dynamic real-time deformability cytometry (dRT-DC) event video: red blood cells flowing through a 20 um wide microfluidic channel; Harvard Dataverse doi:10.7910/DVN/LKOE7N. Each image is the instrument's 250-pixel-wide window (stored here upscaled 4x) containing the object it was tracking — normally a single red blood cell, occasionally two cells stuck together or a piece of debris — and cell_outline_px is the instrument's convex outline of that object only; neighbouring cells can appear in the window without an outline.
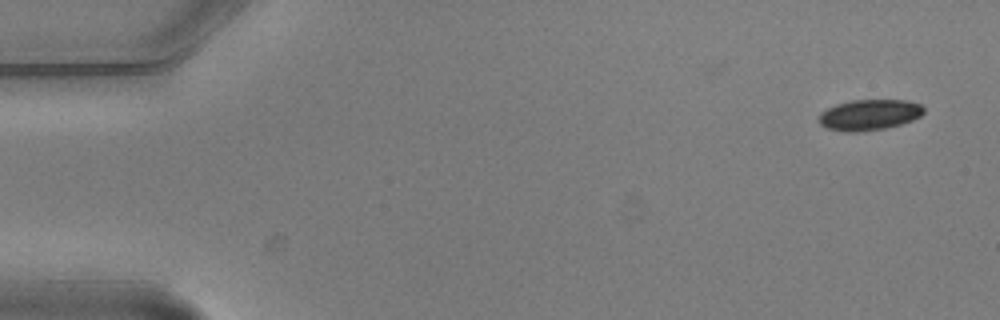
{"species": "common noctule bat (a hibernating species)", "species_latin": "Nyctalus noctula", "temperature_condition": "warm", "stored_images_in_passage": 2, "camera_frame_rate_fps": 3000, "um_per_image_px": 0.085, "animal": {"sex": "male", "body_mass_g": 20.5, "forearm_length_mm": 52.5}, "frame": {"image": 1, "passage_image": 2, "time_ms": 0.333, "image_size_px": [1000, 320], "cell_outline_px": [[924, 112], [920, 116], [912, 120], [900, 124], [884, 128], [856, 132], [844, 132], [828, 128], [820, 124], [820, 112], [836, 104], [852, 100], [908, 100], [920, 104], [924, 108]], "centroid_in_image_um": [73.9, 9.75], "position_along_channel_um": 11.1, "area_um2": 18.67}}